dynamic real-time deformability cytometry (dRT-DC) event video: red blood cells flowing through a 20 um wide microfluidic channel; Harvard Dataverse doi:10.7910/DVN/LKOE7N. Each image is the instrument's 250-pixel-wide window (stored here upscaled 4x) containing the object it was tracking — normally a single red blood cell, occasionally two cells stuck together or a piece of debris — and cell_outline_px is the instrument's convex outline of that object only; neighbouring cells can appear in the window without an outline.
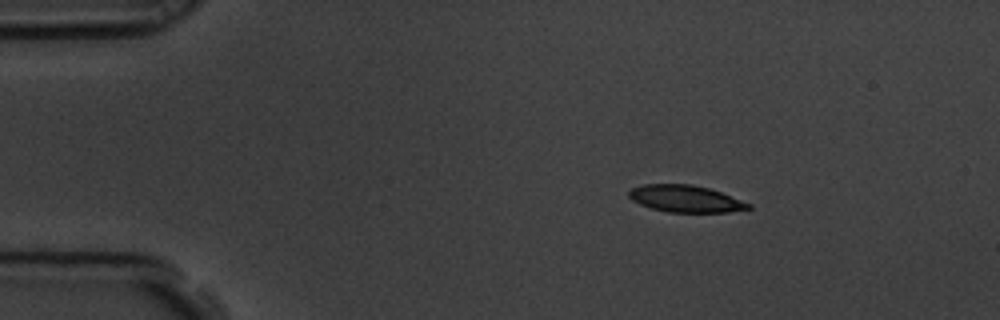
{"species": "common noctule bat (a hibernating species)", "species_latin": "Nyctalus noctula", "temperature_condition": "room temperature", "stored_images_in_passage": 4, "camera_frame_rate_fps": 3000, "um_per_image_px": 0.085, "animal": {"sex": "male", "body_mass_g": 19.5, "forearm_length_mm": 54.6}, "frame": {"image": 1, "passage_image": 2, "time_ms": 0.333, "image_size_px": [1000, 320], "cell_outline_px": [[752, 208], [728, 212], [668, 212], [652, 208], [640, 204], [632, 200], [628, 196], [628, 192], [632, 188], [644, 184], [692, 184], [708, 188], [720, 192], [752, 204]], "centroid_in_image_um": [58.27, 16.89], "position_along_channel_um": 26.7, "area_um2": 18.67}}